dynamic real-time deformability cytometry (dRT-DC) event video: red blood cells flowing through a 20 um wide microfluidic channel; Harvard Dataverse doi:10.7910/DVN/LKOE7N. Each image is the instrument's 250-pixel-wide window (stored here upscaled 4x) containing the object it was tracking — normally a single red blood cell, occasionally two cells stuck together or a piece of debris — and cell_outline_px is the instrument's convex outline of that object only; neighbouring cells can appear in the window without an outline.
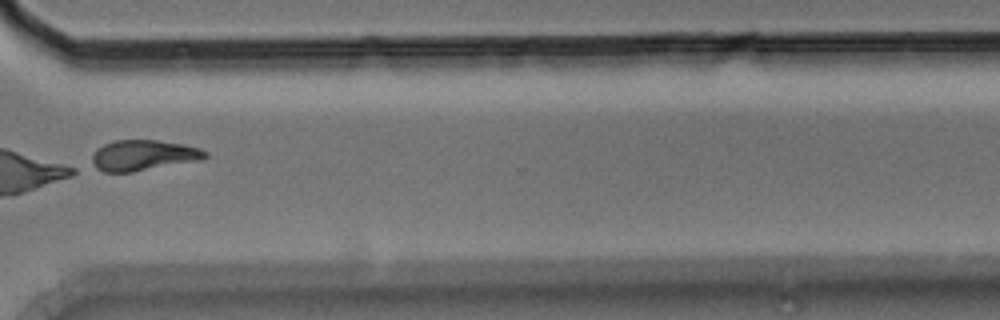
{"species": "Egyptian fruit bat (a non-hibernating species)", "species_latin": "Rousettus aegyptiacus", "temperature_condition": "room temperature", "stored_images_in_passage": 13, "camera_frame_rate_fps": 3000, "um_per_image_px": 0.085, "animal": {"sex": "male"}, "frame": {"image": 1, "passage_image": 11, "time_ms": 3.333, "image_size_px": [1000, 320], "cell_outline_px": [[208, 156], [204, 160], [132, 172], [104, 172], [96, 168], [92, 164], [92, 156], [96, 148], [112, 140], [156, 140], [184, 144], [200, 148], [208, 152]], "centroid_in_image_um": [12.21, 13.2], "position_along_channel_um": 358.4, "area_um2": 20.52}}